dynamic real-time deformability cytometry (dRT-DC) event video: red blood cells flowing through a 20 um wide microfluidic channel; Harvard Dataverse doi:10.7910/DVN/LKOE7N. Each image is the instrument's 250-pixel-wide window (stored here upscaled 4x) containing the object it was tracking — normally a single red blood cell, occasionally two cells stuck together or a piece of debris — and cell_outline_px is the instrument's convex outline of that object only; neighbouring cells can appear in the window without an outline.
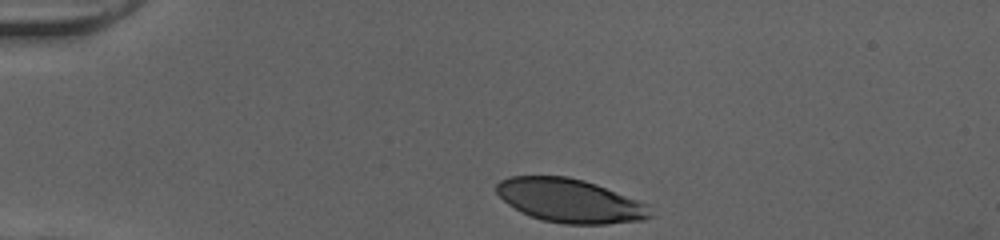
{"species": "human", "species_latin": "Homo sapiens", "temperature_condition": "cold", "stored_images_in_passage": 32, "camera_frame_rate_fps": 3000, "um_per_image_px": 0.085, "donor": {"sex": "female"}, "frame": {"image": 1, "passage_image": 1, "time_ms": 0.0, "image_size_px": [1000, 240], "cell_outline_px": [[652, 216], [644, 220], [604, 224], [564, 224], [540, 220], [528, 216], [520, 212], [508, 204], [496, 192], [496, 184], [500, 180], [508, 176], [568, 176], [584, 180], [596, 184], [648, 204]], "centroid_in_image_um": [48.42, 17.06], "position_along_channel_um": 36.6, "area_um2": 39.3}}
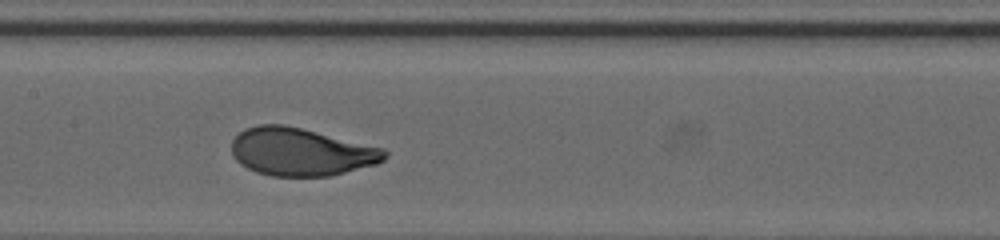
{"frame": {"image": 2, "passage_image": 16, "time_ms": 5.0, "image_size_px": [1000, 240], "cell_outline_px": [[388, 156], [384, 160], [376, 164], [328, 176], [272, 176], [256, 172], [240, 164], [232, 156], [232, 140], [244, 128], [256, 124], [284, 124], [384, 148], [388, 152]], "centroid_in_image_um": [25.56, 12.9], "position_along_channel_um": 181.8, "area_um2": 42.66}}
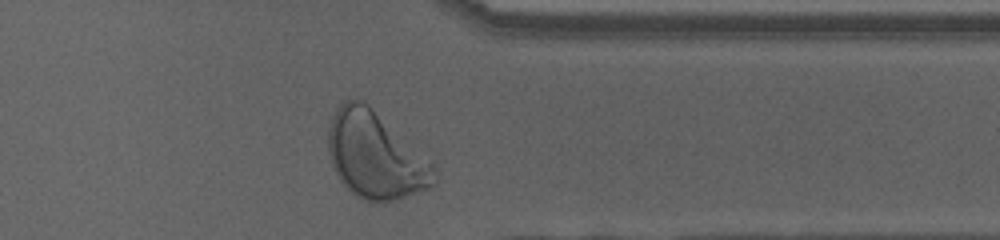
{"frame": {"image": 3, "passage_image": 31, "time_ms": 10.0, "image_size_px": [1000, 240], "cell_outline_px": [[436, 184], [428, 188], [392, 200], [372, 204], [356, 196], [340, 180], [332, 164], [328, 152], [328, 128], [332, 116], [336, 108], [344, 100], [360, 100], [368, 104], [432, 160], [436, 180]], "centroid_in_image_um": [31.91, 13.2], "position_along_channel_um": 379.5, "area_um2": 53.58}, "authors_computed_cell_mechanics": {"area_um2": 42.6564, "velocity_mm_per_s": 4.005, "shape_relaxation_time_tau1_ms": 2.9518, "shape_relaxation_time_tau2_ms": null, "deformation_change_tau1": 0.1522, "deformation_change_tau2": null}}